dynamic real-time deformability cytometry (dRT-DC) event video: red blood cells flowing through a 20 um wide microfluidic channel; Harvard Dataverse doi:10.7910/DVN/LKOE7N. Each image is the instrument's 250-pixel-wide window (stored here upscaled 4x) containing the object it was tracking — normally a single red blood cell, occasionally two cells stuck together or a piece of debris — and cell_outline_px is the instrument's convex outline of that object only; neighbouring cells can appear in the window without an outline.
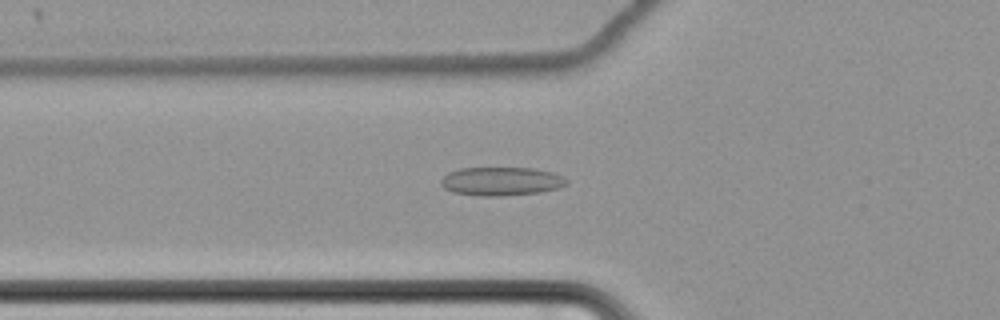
{"species": "common noctule bat (a hibernating species)", "species_latin": "Nyctalus noctula", "temperature_condition": "cold", "stored_images_in_passage": 64, "camera_frame_rate_fps": 3000, "um_per_image_px": 0.085, "animal": {"sex": "female", "body_mass_g": 22.7, "forearm_length_mm": 54.2}, "frame": {"image": 1, "passage_image": 26, "time_ms": 8.333, "image_size_px": [1000, 320], "cell_outline_px": [[568, 184], [560, 188], [540, 192], [504, 196], [480, 196], [452, 192], [444, 188], [440, 184], [440, 180], [448, 172], [460, 168], [532, 168], [552, 172], [568, 180]], "centroid_in_image_um": [42.59, 15.42], "position_along_channel_um": 83.2, "area_um2": 21.04}}
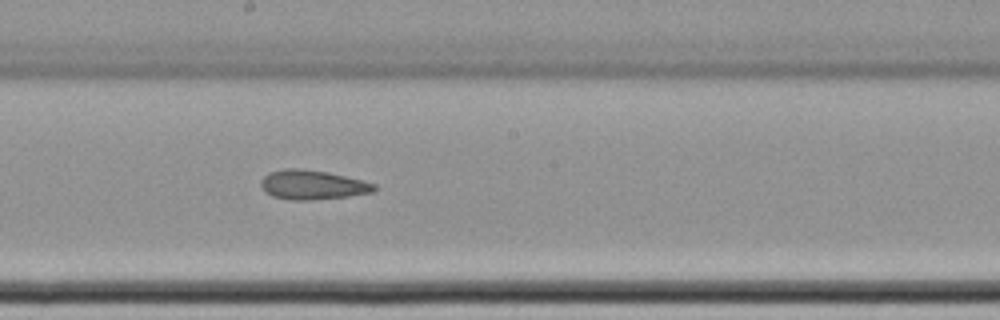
{"frame": {"image": 2, "passage_image": 38, "time_ms": 12.333, "image_size_px": [1000, 320], "cell_outline_px": [[380, 188], [372, 192], [348, 196], [308, 200], [292, 200], [272, 196], [264, 192], [260, 184], [260, 180], [268, 172], [284, 168], [300, 168], [328, 172], [376, 184]], "centroid_in_image_um": [26.53, 15.7], "position_along_channel_um": 221.7, "area_um2": 19.48}}
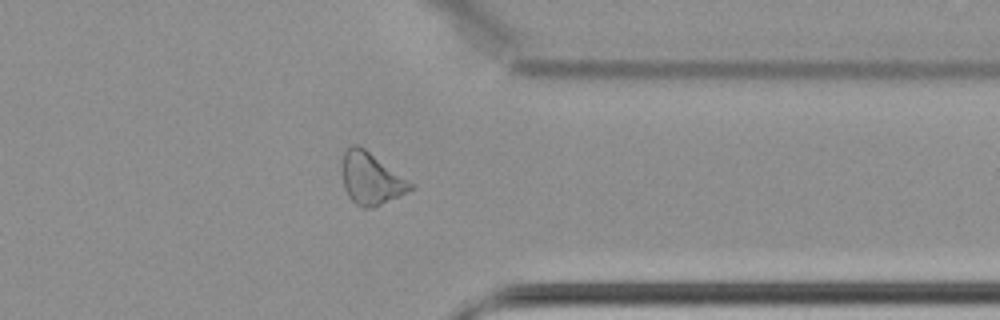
{"frame": {"image": 3, "passage_image": 52, "time_ms": 17.0, "image_size_px": [1000, 320], "cell_outline_px": [[416, 188], [372, 208], [364, 208], [356, 204], [348, 196], [344, 188], [340, 168], [344, 152], [352, 144], [356, 144], [364, 148], [416, 184]], "centroid_in_image_um": [31.54, 15.17], "position_along_channel_um": 379.9, "area_um2": 20.98}, "authors_computed_cell_mechanics": {"area_um2": 21.6172, "velocity_mm_per_s": 3.4679, "shape_relaxation_time_tau1_ms": null, "shape_relaxation_time_tau2_ms": 3.3724, "deformation_change_tau1": null, "deformation_change_tau2": 0.1036}}